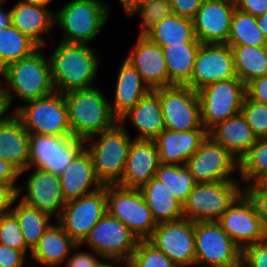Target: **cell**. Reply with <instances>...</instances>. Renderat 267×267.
Segmentation results:
<instances>
[{"label":"cell","mask_w":267,"mask_h":267,"mask_svg":"<svg viewBox=\"0 0 267 267\" xmlns=\"http://www.w3.org/2000/svg\"><path fill=\"white\" fill-rule=\"evenodd\" d=\"M25 256L20 250L0 244V267H22Z\"/></svg>","instance_id":"cell-49"},{"label":"cell","mask_w":267,"mask_h":267,"mask_svg":"<svg viewBox=\"0 0 267 267\" xmlns=\"http://www.w3.org/2000/svg\"><path fill=\"white\" fill-rule=\"evenodd\" d=\"M80 246L63 230L58 222L53 223L31 251V259L46 267H56L69 257L71 250L77 249L78 251Z\"/></svg>","instance_id":"cell-30"},{"label":"cell","mask_w":267,"mask_h":267,"mask_svg":"<svg viewBox=\"0 0 267 267\" xmlns=\"http://www.w3.org/2000/svg\"><path fill=\"white\" fill-rule=\"evenodd\" d=\"M127 267H179L148 240H139Z\"/></svg>","instance_id":"cell-40"},{"label":"cell","mask_w":267,"mask_h":267,"mask_svg":"<svg viewBox=\"0 0 267 267\" xmlns=\"http://www.w3.org/2000/svg\"><path fill=\"white\" fill-rule=\"evenodd\" d=\"M49 56L51 77L55 90L92 88L99 69L97 53L88 44L62 42Z\"/></svg>","instance_id":"cell-2"},{"label":"cell","mask_w":267,"mask_h":267,"mask_svg":"<svg viewBox=\"0 0 267 267\" xmlns=\"http://www.w3.org/2000/svg\"><path fill=\"white\" fill-rule=\"evenodd\" d=\"M21 1H24L27 3H32V4H39V5H43V6L47 7L50 5V2L52 0H21Z\"/></svg>","instance_id":"cell-56"},{"label":"cell","mask_w":267,"mask_h":267,"mask_svg":"<svg viewBox=\"0 0 267 267\" xmlns=\"http://www.w3.org/2000/svg\"><path fill=\"white\" fill-rule=\"evenodd\" d=\"M257 23L263 36L267 40V10L262 15L257 16Z\"/></svg>","instance_id":"cell-55"},{"label":"cell","mask_w":267,"mask_h":267,"mask_svg":"<svg viewBox=\"0 0 267 267\" xmlns=\"http://www.w3.org/2000/svg\"><path fill=\"white\" fill-rule=\"evenodd\" d=\"M156 224L184 218L183 205L155 176L139 188Z\"/></svg>","instance_id":"cell-31"},{"label":"cell","mask_w":267,"mask_h":267,"mask_svg":"<svg viewBox=\"0 0 267 267\" xmlns=\"http://www.w3.org/2000/svg\"><path fill=\"white\" fill-rule=\"evenodd\" d=\"M145 36L160 47L182 43H201L195 37L192 19L173 13L156 23Z\"/></svg>","instance_id":"cell-32"},{"label":"cell","mask_w":267,"mask_h":267,"mask_svg":"<svg viewBox=\"0 0 267 267\" xmlns=\"http://www.w3.org/2000/svg\"><path fill=\"white\" fill-rule=\"evenodd\" d=\"M59 178L65 202L91 194L103 187L95 175L93 160L86 149L71 162Z\"/></svg>","instance_id":"cell-25"},{"label":"cell","mask_w":267,"mask_h":267,"mask_svg":"<svg viewBox=\"0 0 267 267\" xmlns=\"http://www.w3.org/2000/svg\"><path fill=\"white\" fill-rule=\"evenodd\" d=\"M0 244L22 251L25 255L28 250L19 222L12 212L0 216Z\"/></svg>","instance_id":"cell-42"},{"label":"cell","mask_w":267,"mask_h":267,"mask_svg":"<svg viewBox=\"0 0 267 267\" xmlns=\"http://www.w3.org/2000/svg\"><path fill=\"white\" fill-rule=\"evenodd\" d=\"M25 183L26 194L19 199L29 207L44 212L51 217L55 214L58 219L66 203L59 176L35 168V171L29 175Z\"/></svg>","instance_id":"cell-20"},{"label":"cell","mask_w":267,"mask_h":267,"mask_svg":"<svg viewBox=\"0 0 267 267\" xmlns=\"http://www.w3.org/2000/svg\"><path fill=\"white\" fill-rule=\"evenodd\" d=\"M138 241L127 226L106 212L80 245L86 243L104 260L120 261L127 267Z\"/></svg>","instance_id":"cell-11"},{"label":"cell","mask_w":267,"mask_h":267,"mask_svg":"<svg viewBox=\"0 0 267 267\" xmlns=\"http://www.w3.org/2000/svg\"><path fill=\"white\" fill-rule=\"evenodd\" d=\"M244 192L253 201L257 214L267 230V186L260 181L251 183L244 187Z\"/></svg>","instance_id":"cell-44"},{"label":"cell","mask_w":267,"mask_h":267,"mask_svg":"<svg viewBox=\"0 0 267 267\" xmlns=\"http://www.w3.org/2000/svg\"><path fill=\"white\" fill-rule=\"evenodd\" d=\"M123 6L127 16H130L140 6L144 5L150 0H118Z\"/></svg>","instance_id":"cell-53"},{"label":"cell","mask_w":267,"mask_h":267,"mask_svg":"<svg viewBox=\"0 0 267 267\" xmlns=\"http://www.w3.org/2000/svg\"><path fill=\"white\" fill-rule=\"evenodd\" d=\"M125 123L117 122L112 128L84 140L85 149L93 160L95 175L103 186L118 184L122 179L133 141Z\"/></svg>","instance_id":"cell-3"},{"label":"cell","mask_w":267,"mask_h":267,"mask_svg":"<svg viewBox=\"0 0 267 267\" xmlns=\"http://www.w3.org/2000/svg\"><path fill=\"white\" fill-rule=\"evenodd\" d=\"M208 135L238 160L257 141L256 135L241 112L215 125Z\"/></svg>","instance_id":"cell-29"},{"label":"cell","mask_w":267,"mask_h":267,"mask_svg":"<svg viewBox=\"0 0 267 267\" xmlns=\"http://www.w3.org/2000/svg\"><path fill=\"white\" fill-rule=\"evenodd\" d=\"M29 136L14 113L6 112L0 118V159L9 162L20 175L29 168Z\"/></svg>","instance_id":"cell-23"},{"label":"cell","mask_w":267,"mask_h":267,"mask_svg":"<svg viewBox=\"0 0 267 267\" xmlns=\"http://www.w3.org/2000/svg\"><path fill=\"white\" fill-rule=\"evenodd\" d=\"M185 166L197 183L239 180L231 177L239 171V160L209 135Z\"/></svg>","instance_id":"cell-14"},{"label":"cell","mask_w":267,"mask_h":267,"mask_svg":"<svg viewBox=\"0 0 267 267\" xmlns=\"http://www.w3.org/2000/svg\"><path fill=\"white\" fill-rule=\"evenodd\" d=\"M239 178L243 188L260 181L267 174V136L257 138L252 147L239 159Z\"/></svg>","instance_id":"cell-38"},{"label":"cell","mask_w":267,"mask_h":267,"mask_svg":"<svg viewBox=\"0 0 267 267\" xmlns=\"http://www.w3.org/2000/svg\"><path fill=\"white\" fill-rule=\"evenodd\" d=\"M139 12L141 16V31L139 35H145L156 23L172 14L170 0H150L137 8L133 13Z\"/></svg>","instance_id":"cell-41"},{"label":"cell","mask_w":267,"mask_h":267,"mask_svg":"<svg viewBox=\"0 0 267 267\" xmlns=\"http://www.w3.org/2000/svg\"><path fill=\"white\" fill-rule=\"evenodd\" d=\"M128 118L139 132L133 139L155 140L165 129L159 95L154 90L143 96L118 122Z\"/></svg>","instance_id":"cell-27"},{"label":"cell","mask_w":267,"mask_h":267,"mask_svg":"<svg viewBox=\"0 0 267 267\" xmlns=\"http://www.w3.org/2000/svg\"><path fill=\"white\" fill-rule=\"evenodd\" d=\"M195 222L180 219L156 225L147 239L179 267L195 265Z\"/></svg>","instance_id":"cell-16"},{"label":"cell","mask_w":267,"mask_h":267,"mask_svg":"<svg viewBox=\"0 0 267 267\" xmlns=\"http://www.w3.org/2000/svg\"><path fill=\"white\" fill-rule=\"evenodd\" d=\"M237 78L245 85L267 76V46H230Z\"/></svg>","instance_id":"cell-34"},{"label":"cell","mask_w":267,"mask_h":267,"mask_svg":"<svg viewBox=\"0 0 267 267\" xmlns=\"http://www.w3.org/2000/svg\"><path fill=\"white\" fill-rule=\"evenodd\" d=\"M11 212L19 222L26 246L32 251L44 232L50 227L51 216L35 208L29 207L20 199Z\"/></svg>","instance_id":"cell-35"},{"label":"cell","mask_w":267,"mask_h":267,"mask_svg":"<svg viewBox=\"0 0 267 267\" xmlns=\"http://www.w3.org/2000/svg\"><path fill=\"white\" fill-rule=\"evenodd\" d=\"M159 95L165 128L174 131L205 129L201 123L197 91L188 85H170L154 90Z\"/></svg>","instance_id":"cell-13"},{"label":"cell","mask_w":267,"mask_h":267,"mask_svg":"<svg viewBox=\"0 0 267 267\" xmlns=\"http://www.w3.org/2000/svg\"><path fill=\"white\" fill-rule=\"evenodd\" d=\"M201 123L209 132L215 125L241 112L246 85L239 78L211 83L197 91Z\"/></svg>","instance_id":"cell-9"},{"label":"cell","mask_w":267,"mask_h":267,"mask_svg":"<svg viewBox=\"0 0 267 267\" xmlns=\"http://www.w3.org/2000/svg\"><path fill=\"white\" fill-rule=\"evenodd\" d=\"M194 237L195 266L235 267L241 263L242 249L217 221L195 222Z\"/></svg>","instance_id":"cell-10"},{"label":"cell","mask_w":267,"mask_h":267,"mask_svg":"<svg viewBox=\"0 0 267 267\" xmlns=\"http://www.w3.org/2000/svg\"><path fill=\"white\" fill-rule=\"evenodd\" d=\"M155 177L166 185L182 205L197 185L196 180L185 165L160 163Z\"/></svg>","instance_id":"cell-39"},{"label":"cell","mask_w":267,"mask_h":267,"mask_svg":"<svg viewBox=\"0 0 267 267\" xmlns=\"http://www.w3.org/2000/svg\"><path fill=\"white\" fill-rule=\"evenodd\" d=\"M237 78L232 48L227 44L201 43L190 81L194 91L221 80Z\"/></svg>","instance_id":"cell-18"},{"label":"cell","mask_w":267,"mask_h":267,"mask_svg":"<svg viewBox=\"0 0 267 267\" xmlns=\"http://www.w3.org/2000/svg\"><path fill=\"white\" fill-rule=\"evenodd\" d=\"M235 267H245V266L242 263H240L239 265H237Z\"/></svg>","instance_id":"cell-60"},{"label":"cell","mask_w":267,"mask_h":267,"mask_svg":"<svg viewBox=\"0 0 267 267\" xmlns=\"http://www.w3.org/2000/svg\"><path fill=\"white\" fill-rule=\"evenodd\" d=\"M48 8L21 0L10 8L11 24L42 48L47 45L42 35H50L49 32L55 25V12Z\"/></svg>","instance_id":"cell-26"},{"label":"cell","mask_w":267,"mask_h":267,"mask_svg":"<svg viewBox=\"0 0 267 267\" xmlns=\"http://www.w3.org/2000/svg\"><path fill=\"white\" fill-rule=\"evenodd\" d=\"M16 184H0V216L11 212L12 206L23 193V188ZM14 204V205H13Z\"/></svg>","instance_id":"cell-46"},{"label":"cell","mask_w":267,"mask_h":267,"mask_svg":"<svg viewBox=\"0 0 267 267\" xmlns=\"http://www.w3.org/2000/svg\"><path fill=\"white\" fill-rule=\"evenodd\" d=\"M7 112L4 102H3V97L2 93L0 91V118Z\"/></svg>","instance_id":"cell-58"},{"label":"cell","mask_w":267,"mask_h":267,"mask_svg":"<svg viewBox=\"0 0 267 267\" xmlns=\"http://www.w3.org/2000/svg\"><path fill=\"white\" fill-rule=\"evenodd\" d=\"M217 222L241 249L267 239V230L257 214L256 207L244 191Z\"/></svg>","instance_id":"cell-17"},{"label":"cell","mask_w":267,"mask_h":267,"mask_svg":"<svg viewBox=\"0 0 267 267\" xmlns=\"http://www.w3.org/2000/svg\"><path fill=\"white\" fill-rule=\"evenodd\" d=\"M241 263L245 267H267V239L244 247Z\"/></svg>","instance_id":"cell-45"},{"label":"cell","mask_w":267,"mask_h":267,"mask_svg":"<svg viewBox=\"0 0 267 267\" xmlns=\"http://www.w3.org/2000/svg\"><path fill=\"white\" fill-rule=\"evenodd\" d=\"M204 0H170L172 13L193 19Z\"/></svg>","instance_id":"cell-48"},{"label":"cell","mask_w":267,"mask_h":267,"mask_svg":"<svg viewBox=\"0 0 267 267\" xmlns=\"http://www.w3.org/2000/svg\"><path fill=\"white\" fill-rule=\"evenodd\" d=\"M260 182H261L263 185L267 186V174L260 180Z\"/></svg>","instance_id":"cell-59"},{"label":"cell","mask_w":267,"mask_h":267,"mask_svg":"<svg viewBox=\"0 0 267 267\" xmlns=\"http://www.w3.org/2000/svg\"><path fill=\"white\" fill-rule=\"evenodd\" d=\"M238 180L197 183L183 204L184 218L217 221L244 191Z\"/></svg>","instance_id":"cell-8"},{"label":"cell","mask_w":267,"mask_h":267,"mask_svg":"<svg viewBox=\"0 0 267 267\" xmlns=\"http://www.w3.org/2000/svg\"><path fill=\"white\" fill-rule=\"evenodd\" d=\"M159 164L158 147L154 140L133 139L118 185L139 189L155 176Z\"/></svg>","instance_id":"cell-22"},{"label":"cell","mask_w":267,"mask_h":267,"mask_svg":"<svg viewBox=\"0 0 267 267\" xmlns=\"http://www.w3.org/2000/svg\"><path fill=\"white\" fill-rule=\"evenodd\" d=\"M14 113L29 134L72 136L68 121V107L63 93L34 99L15 109Z\"/></svg>","instance_id":"cell-6"},{"label":"cell","mask_w":267,"mask_h":267,"mask_svg":"<svg viewBox=\"0 0 267 267\" xmlns=\"http://www.w3.org/2000/svg\"><path fill=\"white\" fill-rule=\"evenodd\" d=\"M113 104L110 108L113 116L119 121L149 91L140 74L126 60L119 67Z\"/></svg>","instance_id":"cell-28"},{"label":"cell","mask_w":267,"mask_h":267,"mask_svg":"<svg viewBox=\"0 0 267 267\" xmlns=\"http://www.w3.org/2000/svg\"><path fill=\"white\" fill-rule=\"evenodd\" d=\"M106 208L107 213L127 226L138 240H147L157 225L137 188L106 185Z\"/></svg>","instance_id":"cell-7"},{"label":"cell","mask_w":267,"mask_h":267,"mask_svg":"<svg viewBox=\"0 0 267 267\" xmlns=\"http://www.w3.org/2000/svg\"><path fill=\"white\" fill-rule=\"evenodd\" d=\"M235 0H204L193 21L195 37L201 43L227 44Z\"/></svg>","instance_id":"cell-19"},{"label":"cell","mask_w":267,"mask_h":267,"mask_svg":"<svg viewBox=\"0 0 267 267\" xmlns=\"http://www.w3.org/2000/svg\"><path fill=\"white\" fill-rule=\"evenodd\" d=\"M39 47L30 56L12 62L0 70V76L10 87L0 82V91L8 112L13 99L28 102L53 94L56 90L51 77L49 58Z\"/></svg>","instance_id":"cell-1"},{"label":"cell","mask_w":267,"mask_h":267,"mask_svg":"<svg viewBox=\"0 0 267 267\" xmlns=\"http://www.w3.org/2000/svg\"><path fill=\"white\" fill-rule=\"evenodd\" d=\"M246 95L256 102L267 104V76L249 82L246 85Z\"/></svg>","instance_id":"cell-50"},{"label":"cell","mask_w":267,"mask_h":267,"mask_svg":"<svg viewBox=\"0 0 267 267\" xmlns=\"http://www.w3.org/2000/svg\"><path fill=\"white\" fill-rule=\"evenodd\" d=\"M241 113L257 138L267 136V104L256 102L245 95Z\"/></svg>","instance_id":"cell-43"},{"label":"cell","mask_w":267,"mask_h":267,"mask_svg":"<svg viewBox=\"0 0 267 267\" xmlns=\"http://www.w3.org/2000/svg\"><path fill=\"white\" fill-rule=\"evenodd\" d=\"M39 46L12 24L0 29V70L8 64L30 56Z\"/></svg>","instance_id":"cell-36"},{"label":"cell","mask_w":267,"mask_h":267,"mask_svg":"<svg viewBox=\"0 0 267 267\" xmlns=\"http://www.w3.org/2000/svg\"><path fill=\"white\" fill-rule=\"evenodd\" d=\"M84 149V140L73 136L30 134L28 169L39 168L59 176Z\"/></svg>","instance_id":"cell-12"},{"label":"cell","mask_w":267,"mask_h":267,"mask_svg":"<svg viewBox=\"0 0 267 267\" xmlns=\"http://www.w3.org/2000/svg\"><path fill=\"white\" fill-rule=\"evenodd\" d=\"M109 12L101 0H71L55 12L54 24L63 31L62 42L88 44L100 34Z\"/></svg>","instance_id":"cell-5"},{"label":"cell","mask_w":267,"mask_h":267,"mask_svg":"<svg viewBox=\"0 0 267 267\" xmlns=\"http://www.w3.org/2000/svg\"><path fill=\"white\" fill-rule=\"evenodd\" d=\"M108 262V263H107ZM105 262V260L99 265V267H117L118 266V263L120 264H124L123 262H120V261H115V260H109Z\"/></svg>","instance_id":"cell-57"},{"label":"cell","mask_w":267,"mask_h":267,"mask_svg":"<svg viewBox=\"0 0 267 267\" xmlns=\"http://www.w3.org/2000/svg\"><path fill=\"white\" fill-rule=\"evenodd\" d=\"M4 1L6 0H1L0 1V29L2 28H6L9 25H11V12L10 9L5 11V9H3L2 5L4 3Z\"/></svg>","instance_id":"cell-54"},{"label":"cell","mask_w":267,"mask_h":267,"mask_svg":"<svg viewBox=\"0 0 267 267\" xmlns=\"http://www.w3.org/2000/svg\"><path fill=\"white\" fill-rule=\"evenodd\" d=\"M235 3L237 9L256 17L267 10V0H235Z\"/></svg>","instance_id":"cell-51"},{"label":"cell","mask_w":267,"mask_h":267,"mask_svg":"<svg viewBox=\"0 0 267 267\" xmlns=\"http://www.w3.org/2000/svg\"><path fill=\"white\" fill-rule=\"evenodd\" d=\"M227 45L267 46V40L258 26L257 17L235 8Z\"/></svg>","instance_id":"cell-37"},{"label":"cell","mask_w":267,"mask_h":267,"mask_svg":"<svg viewBox=\"0 0 267 267\" xmlns=\"http://www.w3.org/2000/svg\"><path fill=\"white\" fill-rule=\"evenodd\" d=\"M200 45L201 43H182L161 47L168 71V86L186 85L190 81Z\"/></svg>","instance_id":"cell-33"},{"label":"cell","mask_w":267,"mask_h":267,"mask_svg":"<svg viewBox=\"0 0 267 267\" xmlns=\"http://www.w3.org/2000/svg\"><path fill=\"white\" fill-rule=\"evenodd\" d=\"M106 212L104 185L91 194L66 202L56 222L77 244H81Z\"/></svg>","instance_id":"cell-15"},{"label":"cell","mask_w":267,"mask_h":267,"mask_svg":"<svg viewBox=\"0 0 267 267\" xmlns=\"http://www.w3.org/2000/svg\"><path fill=\"white\" fill-rule=\"evenodd\" d=\"M206 129L174 131L165 128L154 140L161 164L185 165L207 137Z\"/></svg>","instance_id":"cell-24"},{"label":"cell","mask_w":267,"mask_h":267,"mask_svg":"<svg viewBox=\"0 0 267 267\" xmlns=\"http://www.w3.org/2000/svg\"><path fill=\"white\" fill-rule=\"evenodd\" d=\"M100 257V259H98ZM104 259L96 252L79 251L66 259L65 267H99Z\"/></svg>","instance_id":"cell-47"},{"label":"cell","mask_w":267,"mask_h":267,"mask_svg":"<svg viewBox=\"0 0 267 267\" xmlns=\"http://www.w3.org/2000/svg\"><path fill=\"white\" fill-rule=\"evenodd\" d=\"M20 172L9 162L0 159V184H14Z\"/></svg>","instance_id":"cell-52"},{"label":"cell","mask_w":267,"mask_h":267,"mask_svg":"<svg viewBox=\"0 0 267 267\" xmlns=\"http://www.w3.org/2000/svg\"><path fill=\"white\" fill-rule=\"evenodd\" d=\"M125 60L136 69L150 90L168 86V71L162 48L147 36H138Z\"/></svg>","instance_id":"cell-21"},{"label":"cell","mask_w":267,"mask_h":267,"mask_svg":"<svg viewBox=\"0 0 267 267\" xmlns=\"http://www.w3.org/2000/svg\"><path fill=\"white\" fill-rule=\"evenodd\" d=\"M68 107L72 136L85 140L112 128L118 120L113 116L110 102L97 87L63 93Z\"/></svg>","instance_id":"cell-4"}]
</instances>
